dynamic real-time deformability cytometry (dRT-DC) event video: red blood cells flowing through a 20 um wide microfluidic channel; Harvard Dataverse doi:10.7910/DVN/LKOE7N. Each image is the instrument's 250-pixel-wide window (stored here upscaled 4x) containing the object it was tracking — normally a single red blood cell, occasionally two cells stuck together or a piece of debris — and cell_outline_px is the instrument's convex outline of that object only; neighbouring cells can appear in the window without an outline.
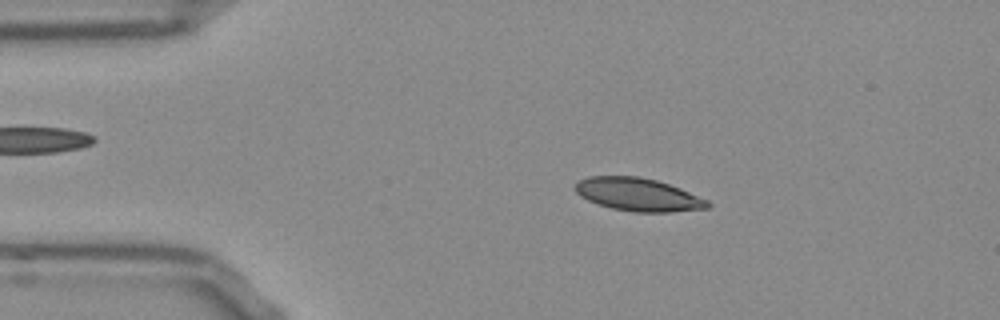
{"species": "Egyptian fruit bat (a non-hibernating species)", "species_latin": "Rousettus aegyptiacus", "temperature_condition": "room temperature", "stored_images_in_passage": 52, "camera_frame_rate_fps": 3000, "um_per_image_px": 0.085, "frame": {"image": 1, "passage_image": 9, "time_ms": 2.667, "image_size_px": [1000, 320], "cell_outline_px": [[712, 204], [708, 208], [672, 212], [636, 212], [612, 208], [596, 204], [580, 196], [576, 192], [576, 184], [580, 180], [588, 176], [640, 176], [656, 180], [680, 188], [708, 200]], "centroid_in_image_um": [54.26, 16.54], "position_along_channel_um": 30.7, "area_um2": 25.43}}
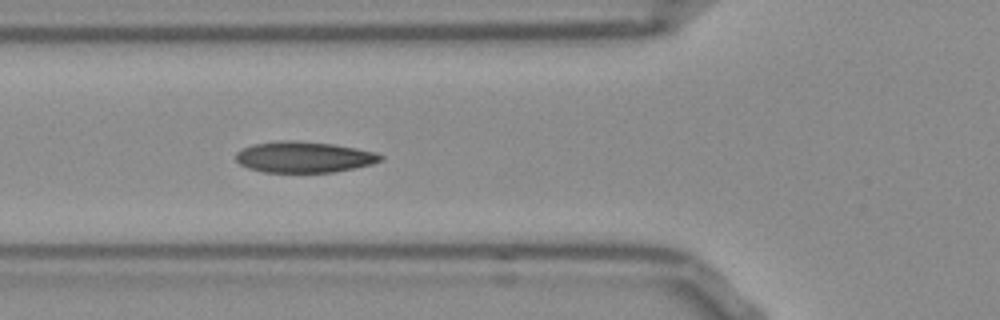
{"frame": {"image": 2, "passage_image": 18, "time_ms": 5.667, "image_size_px": [1000, 320], "cell_outline_px": [[384, 156], [380, 160], [372, 164], [332, 172], [264, 172], [248, 168], [240, 164], [236, 160], [236, 152], [252, 144], [276, 140], [300, 140], [332, 144], [356, 148], [376, 152]], "centroid_in_image_um": [25.81, 13.33], "position_along_channel_um": 100.0, "area_um2": 26.18}}
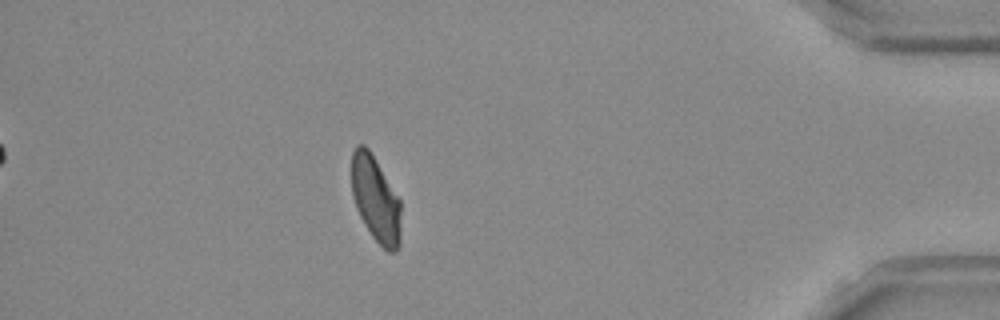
{"frame": {"image": 3, "passage_image": 46, "time_ms": 15.0, "image_size_px": [1000, 320], "cell_outline_px": [[400, 248], [396, 252], [388, 252], [372, 236], [360, 216], [356, 208], [352, 192], [352, 152], [356, 144], [364, 144], [368, 148], [400, 200]], "centroid_in_image_um": [31.93, 16.95], "position_along_channel_um": 403.3, "area_um2": 24.45}, "authors_computed_cell_mechanics": {"area_um2": 25.6921, "velocity_mm_per_s": 3.7754, "shape_relaxation_time_tau1_ms": 8.4958, "shape_relaxation_time_tau2_ms": 2.3196, "deformation_change_tau1": 0.1901, "deformation_change_tau2": 0.0715}}